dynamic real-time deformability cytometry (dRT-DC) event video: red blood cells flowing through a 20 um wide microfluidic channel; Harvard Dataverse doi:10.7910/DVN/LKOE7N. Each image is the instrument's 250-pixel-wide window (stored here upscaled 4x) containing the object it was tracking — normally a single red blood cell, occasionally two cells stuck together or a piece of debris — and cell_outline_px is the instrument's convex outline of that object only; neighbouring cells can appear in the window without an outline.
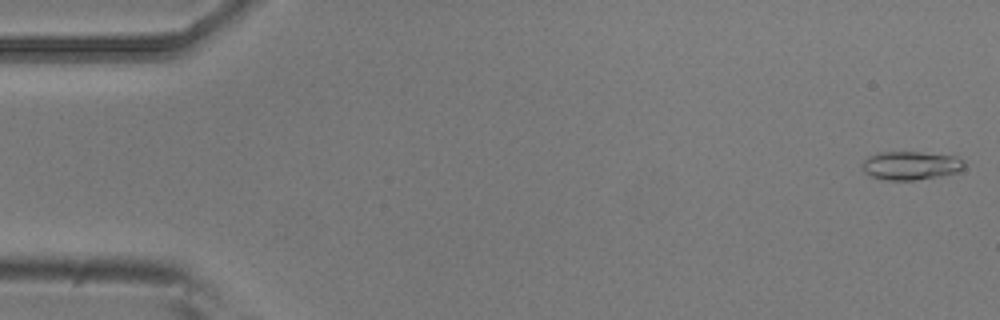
{"species": "common noctule bat (a hibernating species)", "species_latin": "Nyctalus noctula", "temperature_condition": "room temperature", "stored_images_in_passage": 5, "camera_frame_rate_fps": 3000, "um_per_image_px": 0.085, "animal": {"sex": "male", "body_mass_g": 20.5, "forearm_length_mm": 52.5}, "frame": {"image": 1, "passage_image": 1, "time_ms": 0.0, "image_size_px": [1000, 320], "cell_outline_px": [[964, 168], [960, 172], [940, 176], [912, 180], [888, 180], [872, 176], [864, 172], [864, 160], [868, 156], [880, 152], [920, 152], [956, 156], [964, 160]], "centroid_in_image_um": [77.47, 14.06], "position_along_channel_um": 7.5, "area_um2": 16.88}}
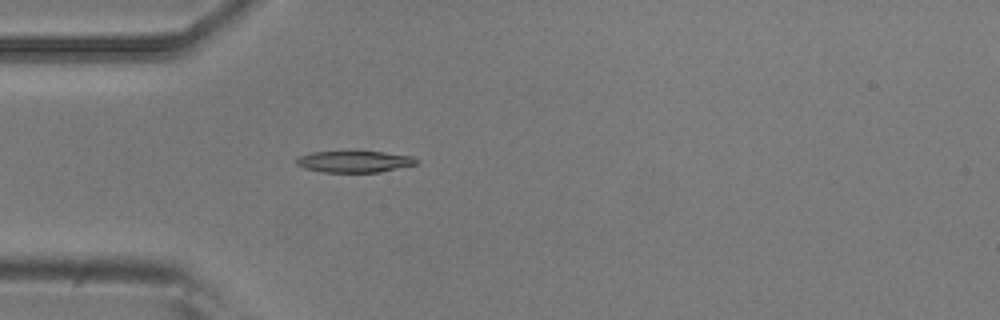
{"frame": {"image": 2, "passage_image": 5, "time_ms": 1.333, "image_size_px": [1000, 320], "cell_outline_px": [[420, 160], [416, 164], [380, 172], [324, 172], [304, 168], [296, 164], [296, 160], [300, 156], [312, 152], [356, 148], [412, 156]], "centroid_in_image_um": [30.12, 13.68], "position_along_channel_um": 54.9, "area_um2": 15.9}}